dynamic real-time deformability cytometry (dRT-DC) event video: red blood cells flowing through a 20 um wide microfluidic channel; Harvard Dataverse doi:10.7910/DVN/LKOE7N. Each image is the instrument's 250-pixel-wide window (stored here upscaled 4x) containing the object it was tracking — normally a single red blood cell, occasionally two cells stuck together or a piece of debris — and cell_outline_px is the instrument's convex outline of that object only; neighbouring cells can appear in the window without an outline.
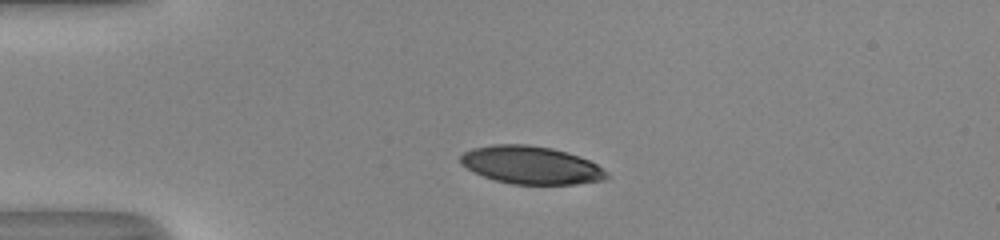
{"species": "human", "species_latin": "Homo sapiens", "temperature_condition": "room temperature", "stored_images_in_passage": 40, "camera_frame_rate_fps": 3000, "um_per_image_px": 0.085, "donor": {"sex": "male"}, "frame": {"image": 1, "passage_image": 1, "time_ms": 0.0, "image_size_px": [1000, 240], "cell_outline_px": [[608, 180], [576, 184], [512, 184], [496, 180], [484, 176], [460, 164], [460, 156], [464, 152], [472, 148], [492, 144], [528, 144], [552, 148], [568, 152], [580, 156], [596, 164], [608, 176]], "centroid_in_image_um": [45.14, 14.02], "position_along_channel_um": 39.9, "area_um2": 32.19}}
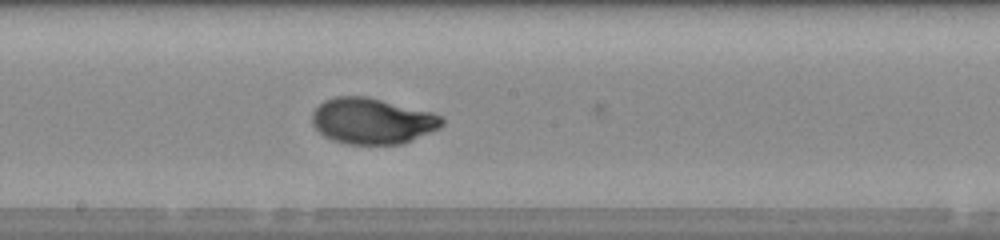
{"frame": {"image": 2, "passage_image": 17, "time_ms": 5.333, "image_size_px": [1000, 240], "cell_outline_px": [[444, 124], [440, 128], [412, 140], [400, 144], [348, 144], [332, 140], [324, 136], [312, 124], [312, 112], [324, 100], [336, 96], [368, 96], [432, 112], [444, 116]], "centroid_in_image_um": [31.66, 10.27], "position_along_channel_um": 216.5, "area_um2": 34.97}}
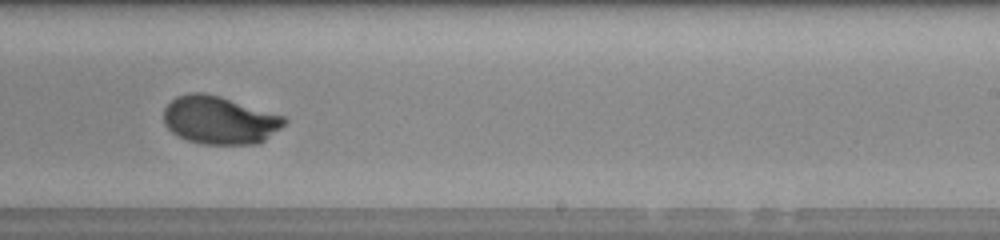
{"frame": {"image": 3, "passage_image": 21, "time_ms": 6.667, "image_size_px": [1000, 240], "cell_outline_px": [[288, 120], [280, 128], [264, 140], [256, 144], [200, 144], [188, 140], [172, 132], [164, 124], [164, 108], [176, 96], [192, 92], [204, 92], [220, 96], [284, 116]], "centroid_in_image_um": [18.65, 10.2], "position_along_channel_um": 270.4, "area_um2": 33.58}, "authors_computed_cell_mechanics": {"area_um2": 34.391, "velocity_mm_per_s": 4.0442, "shape_relaxation_time_tau1_ms": 3.5412, "shape_relaxation_time_tau2_ms": null, "deformation_change_tau1": 0.2057, "deformation_change_tau2": null}}